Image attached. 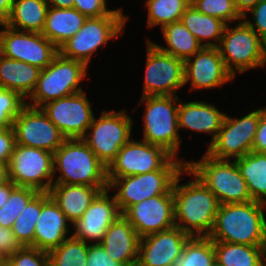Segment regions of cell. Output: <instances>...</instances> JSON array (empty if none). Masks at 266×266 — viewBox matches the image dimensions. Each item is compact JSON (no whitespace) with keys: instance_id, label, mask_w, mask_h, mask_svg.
Segmentation results:
<instances>
[{"instance_id":"f1b7e54d","label":"cell","mask_w":266,"mask_h":266,"mask_svg":"<svg viewBox=\"0 0 266 266\" xmlns=\"http://www.w3.org/2000/svg\"><path fill=\"white\" fill-rule=\"evenodd\" d=\"M181 22L197 38L203 47H217L226 26V23L221 19L203 14L191 4L182 14ZM210 39H214L216 42H212Z\"/></svg>"},{"instance_id":"d4e9b609","label":"cell","mask_w":266,"mask_h":266,"mask_svg":"<svg viewBox=\"0 0 266 266\" xmlns=\"http://www.w3.org/2000/svg\"><path fill=\"white\" fill-rule=\"evenodd\" d=\"M108 187L52 184L48 192L70 223L80 219L95 197Z\"/></svg>"},{"instance_id":"f6af8a7d","label":"cell","mask_w":266,"mask_h":266,"mask_svg":"<svg viewBox=\"0 0 266 266\" xmlns=\"http://www.w3.org/2000/svg\"><path fill=\"white\" fill-rule=\"evenodd\" d=\"M22 247L23 246L15 237L12 229L0 226V252L9 258Z\"/></svg>"},{"instance_id":"8992f818","label":"cell","mask_w":266,"mask_h":266,"mask_svg":"<svg viewBox=\"0 0 266 266\" xmlns=\"http://www.w3.org/2000/svg\"><path fill=\"white\" fill-rule=\"evenodd\" d=\"M227 70L234 76L266 65V43L242 19L235 28L226 24L217 46Z\"/></svg>"},{"instance_id":"ac0fdd59","label":"cell","mask_w":266,"mask_h":266,"mask_svg":"<svg viewBox=\"0 0 266 266\" xmlns=\"http://www.w3.org/2000/svg\"><path fill=\"white\" fill-rule=\"evenodd\" d=\"M134 227L138 236L162 232L175 227L172 190L130 206L122 214Z\"/></svg>"},{"instance_id":"8fae6325","label":"cell","mask_w":266,"mask_h":266,"mask_svg":"<svg viewBox=\"0 0 266 266\" xmlns=\"http://www.w3.org/2000/svg\"><path fill=\"white\" fill-rule=\"evenodd\" d=\"M7 169L8 179L16 186L49 192L54 180L53 153L15 144Z\"/></svg>"},{"instance_id":"4fadbf2b","label":"cell","mask_w":266,"mask_h":266,"mask_svg":"<svg viewBox=\"0 0 266 266\" xmlns=\"http://www.w3.org/2000/svg\"><path fill=\"white\" fill-rule=\"evenodd\" d=\"M0 54L30 65L46 68L59 49L42 33L19 31L0 24Z\"/></svg>"},{"instance_id":"bcb514c9","label":"cell","mask_w":266,"mask_h":266,"mask_svg":"<svg viewBox=\"0 0 266 266\" xmlns=\"http://www.w3.org/2000/svg\"><path fill=\"white\" fill-rule=\"evenodd\" d=\"M252 151L266 153V107L260 109V119L252 145Z\"/></svg>"},{"instance_id":"e0dca14e","label":"cell","mask_w":266,"mask_h":266,"mask_svg":"<svg viewBox=\"0 0 266 266\" xmlns=\"http://www.w3.org/2000/svg\"><path fill=\"white\" fill-rule=\"evenodd\" d=\"M67 138H82L94 118L84 91L49 101L40 107Z\"/></svg>"},{"instance_id":"f546056e","label":"cell","mask_w":266,"mask_h":266,"mask_svg":"<svg viewBox=\"0 0 266 266\" xmlns=\"http://www.w3.org/2000/svg\"><path fill=\"white\" fill-rule=\"evenodd\" d=\"M218 266H264L266 246L214 242Z\"/></svg>"},{"instance_id":"816d5d0a","label":"cell","mask_w":266,"mask_h":266,"mask_svg":"<svg viewBox=\"0 0 266 266\" xmlns=\"http://www.w3.org/2000/svg\"><path fill=\"white\" fill-rule=\"evenodd\" d=\"M8 180L7 164L0 163V184Z\"/></svg>"},{"instance_id":"484cf974","label":"cell","mask_w":266,"mask_h":266,"mask_svg":"<svg viewBox=\"0 0 266 266\" xmlns=\"http://www.w3.org/2000/svg\"><path fill=\"white\" fill-rule=\"evenodd\" d=\"M41 69L0 54V87L18 92L25 100L34 91Z\"/></svg>"},{"instance_id":"7402d4cb","label":"cell","mask_w":266,"mask_h":266,"mask_svg":"<svg viewBox=\"0 0 266 266\" xmlns=\"http://www.w3.org/2000/svg\"><path fill=\"white\" fill-rule=\"evenodd\" d=\"M69 222L48 192H41V214L35 226L33 247L49 252L66 238Z\"/></svg>"},{"instance_id":"ffe728a7","label":"cell","mask_w":266,"mask_h":266,"mask_svg":"<svg viewBox=\"0 0 266 266\" xmlns=\"http://www.w3.org/2000/svg\"><path fill=\"white\" fill-rule=\"evenodd\" d=\"M108 191L109 189L101 191L83 216L73 223L75 232L71 235L72 237L86 243L102 242L108 227L122 215L115 196H109Z\"/></svg>"},{"instance_id":"74e56055","label":"cell","mask_w":266,"mask_h":266,"mask_svg":"<svg viewBox=\"0 0 266 266\" xmlns=\"http://www.w3.org/2000/svg\"><path fill=\"white\" fill-rule=\"evenodd\" d=\"M190 4L201 13L221 19L226 24L243 19L236 9L234 0H191Z\"/></svg>"},{"instance_id":"db71d44e","label":"cell","mask_w":266,"mask_h":266,"mask_svg":"<svg viewBox=\"0 0 266 266\" xmlns=\"http://www.w3.org/2000/svg\"><path fill=\"white\" fill-rule=\"evenodd\" d=\"M264 266H266V253H265V257H264Z\"/></svg>"},{"instance_id":"83f0119b","label":"cell","mask_w":266,"mask_h":266,"mask_svg":"<svg viewBox=\"0 0 266 266\" xmlns=\"http://www.w3.org/2000/svg\"><path fill=\"white\" fill-rule=\"evenodd\" d=\"M48 8L46 0H14L4 24L19 31L42 33Z\"/></svg>"},{"instance_id":"f35d334b","label":"cell","mask_w":266,"mask_h":266,"mask_svg":"<svg viewBox=\"0 0 266 266\" xmlns=\"http://www.w3.org/2000/svg\"><path fill=\"white\" fill-rule=\"evenodd\" d=\"M25 105V99L18 92L0 87V129L13 126Z\"/></svg>"},{"instance_id":"7c38bea8","label":"cell","mask_w":266,"mask_h":266,"mask_svg":"<svg viewBox=\"0 0 266 266\" xmlns=\"http://www.w3.org/2000/svg\"><path fill=\"white\" fill-rule=\"evenodd\" d=\"M260 119V109L242 118L225 114L221 129L215 140L208 145L206 154L217 160H235L252 151V145Z\"/></svg>"},{"instance_id":"603a6c76","label":"cell","mask_w":266,"mask_h":266,"mask_svg":"<svg viewBox=\"0 0 266 266\" xmlns=\"http://www.w3.org/2000/svg\"><path fill=\"white\" fill-rule=\"evenodd\" d=\"M139 241L132 224L121 215L108 227L100 244L113 260L126 266H136Z\"/></svg>"},{"instance_id":"d6986e66","label":"cell","mask_w":266,"mask_h":266,"mask_svg":"<svg viewBox=\"0 0 266 266\" xmlns=\"http://www.w3.org/2000/svg\"><path fill=\"white\" fill-rule=\"evenodd\" d=\"M191 237L177 227L141 237L136 266H173Z\"/></svg>"},{"instance_id":"ba28073f","label":"cell","mask_w":266,"mask_h":266,"mask_svg":"<svg viewBox=\"0 0 266 266\" xmlns=\"http://www.w3.org/2000/svg\"><path fill=\"white\" fill-rule=\"evenodd\" d=\"M127 19L128 16H124L121 8L107 16L87 18L81 29L59 47V53L66 58L83 62L88 67L92 54L99 47L124 33Z\"/></svg>"},{"instance_id":"4dcf8cb0","label":"cell","mask_w":266,"mask_h":266,"mask_svg":"<svg viewBox=\"0 0 266 266\" xmlns=\"http://www.w3.org/2000/svg\"><path fill=\"white\" fill-rule=\"evenodd\" d=\"M253 201L266 204V153H250L234 160Z\"/></svg>"},{"instance_id":"4316f807","label":"cell","mask_w":266,"mask_h":266,"mask_svg":"<svg viewBox=\"0 0 266 266\" xmlns=\"http://www.w3.org/2000/svg\"><path fill=\"white\" fill-rule=\"evenodd\" d=\"M87 17L77 9L49 7L42 34L58 49L83 26Z\"/></svg>"},{"instance_id":"3957f363","label":"cell","mask_w":266,"mask_h":266,"mask_svg":"<svg viewBox=\"0 0 266 266\" xmlns=\"http://www.w3.org/2000/svg\"><path fill=\"white\" fill-rule=\"evenodd\" d=\"M53 184L108 187L107 167L81 138L66 139L53 153Z\"/></svg>"},{"instance_id":"2e32d148","label":"cell","mask_w":266,"mask_h":266,"mask_svg":"<svg viewBox=\"0 0 266 266\" xmlns=\"http://www.w3.org/2000/svg\"><path fill=\"white\" fill-rule=\"evenodd\" d=\"M16 144L54 153L67 139L41 108L25 105L13 121Z\"/></svg>"},{"instance_id":"681fc988","label":"cell","mask_w":266,"mask_h":266,"mask_svg":"<svg viewBox=\"0 0 266 266\" xmlns=\"http://www.w3.org/2000/svg\"><path fill=\"white\" fill-rule=\"evenodd\" d=\"M14 0H0V24H4L10 16Z\"/></svg>"},{"instance_id":"b9f144b4","label":"cell","mask_w":266,"mask_h":266,"mask_svg":"<svg viewBox=\"0 0 266 266\" xmlns=\"http://www.w3.org/2000/svg\"><path fill=\"white\" fill-rule=\"evenodd\" d=\"M250 15L253 16V22L243 20L263 39L266 43V0H260L253 8L249 11Z\"/></svg>"},{"instance_id":"cb8c5ba5","label":"cell","mask_w":266,"mask_h":266,"mask_svg":"<svg viewBox=\"0 0 266 266\" xmlns=\"http://www.w3.org/2000/svg\"><path fill=\"white\" fill-rule=\"evenodd\" d=\"M178 105V123L179 130L187 128L195 132L210 133L212 140H215L221 129L225 113L219 111L214 104H208L202 101H191L185 103L179 100ZM184 102V103H182Z\"/></svg>"},{"instance_id":"1f68e13d","label":"cell","mask_w":266,"mask_h":266,"mask_svg":"<svg viewBox=\"0 0 266 266\" xmlns=\"http://www.w3.org/2000/svg\"><path fill=\"white\" fill-rule=\"evenodd\" d=\"M161 30L168 46L162 47L156 43L153 44L164 53L185 61L203 48L181 20L167 24Z\"/></svg>"},{"instance_id":"9c48e42d","label":"cell","mask_w":266,"mask_h":266,"mask_svg":"<svg viewBox=\"0 0 266 266\" xmlns=\"http://www.w3.org/2000/svg\"><path fill=\"white\" fill-rule=\"evenodd\" d=\"M176 96H142L145 104L143 140L164 148L177 158L182 139L179 138L178 105Z\"/></svg>"},{"instance_id":"f5cc1de1","label":"cell","mask_w":266,"mask_h":266,"mask_svg":"<svg viewBox=\"0 0 266 266\" xmlns=\"http://www.w3.org/2000/svg\"><path fill=\"white\" fill-rule=\"evenodd\" d=\"M0 266H8V258L0 252Z\"/></svg>"},{"instance_id":"5b68a950","label":"cell","mask_w":266,"mask_h":266,"mask_svg":"<svg viewBox=\"0 0 266 266\" xmlns=\"http://www.w3.org/2000/svg\"><path fill=\"white\" fill-rule=\"evenodd\" d=\"M186 167L216 196L220 204L252 201L245 179L234 161L217 160L206 153Z\"/></svg>"},{"instance_id":"52a82bcc","label":"cell","mask_w":266,"mask_h":266,"mask_svg":"<svg viewBox=\"0 0 266 266\" xmlns=\"http://www.w3.org/2000/svg\"><path fill=\"white\" fill-rule=\"evenodd\" d=\"M87 66L80 61L58 53L52 63L41 69L36 87L28 97L31 107L40 108L45 103L83 91L80 82L86 77Z\"/></svg>"},{"instance_id":"f907efd6","label":"cell","mask_w":266,"mask_h":266,"mask_svg":"<svg viewBox=\"0 0 266 266\" xmlns=\"http://www.w3.org/2000/svg\"><path fill=\"white\" fill-rule=\"evenodd\" d=\"M49 7L70 9L74 7V0H46Z\"/></svg>"},{"instance_id":"7dc6e473","label":"cell","mask_w":266,"mask_h":266,"mask_svg":"<svg viewBox=\"0 0 266 266\" xmlns=\"http://www.w3.org/2000/svg\"><path fill=\"white\" fill-rule=\"evenodd\" d=\"M16 187V185L8 179L6 182L0 184V208L4 206V204L9 199L11 191Z\"/></svg>"},{"instance_id":"277c9868","label":"cell","mask_w":266,"mask_h":266,"mask_svg":"<svg viewBox=\"0 0 266 266\" xmlns=\"http://www.w3.org/2000/svg\"><path fill=\"white\" fill-rule=\"evenodd\" d=\"M188 161L172 157L160 170L119 178H107L108 189H118L114 194L123 214L130 206L150 197L165 195L172 190L179 173Z\"/></svg>"},{"instance_id":"30bf717a","label":"cell","mask_w":266,"mask_h":266,"mask_svg":"<svg viewBox=\"0 0 266 266\" xmlns=\"http://www.w3.org/2000/svg\"><path fill=\"white\" fill-rule=\"evenodd\" d=\"M131 117L125 110H103L99 119L95 117L88 128L89 133L81 139L90 147L98 159L108 167L119 150L130 140Z\"/></svg>"},{"instance_id":"c3c4849f","label":"cell","mask_w":266,"mask_h":266,"mask_svg":"<svg viewBox=\"0 0 266 266\" xmlns=\"http://www.w3.org/2000/svg\"><path fill=\"white\" fill-rule=\"evenodd\" d=\"M260 0H234L237 11L243 18H246V13L253 8Z\"/></svg>"},{"instance_id":"7a4b0ae2","label":"cell","mask_w":266,"mask_h":266,"mask_svg":"<svg viewBox=\"0 0 266 266\" xmlns=\"http://www.w3.org/2000/svg\"><path fill=\"white\" fill-rule=\"evenodd\" d=\"M266 204L257 201L220 204L209 234L213 242L266 246Z\"/></svg>"},{"instance_id":"e575fe53","label":"cell","mask_w":266,"mask_h":266,"mask_svg":"<svg viewBox=\"0 0 266 266\" xmlns=\"http://www.w3.org/2000/svg\"><path fill=\"white\" fill-rule=\"evenodd\" d=\"M89 244L72 236L48 252L49 266H86Z\"/></svg>"},{"instance_id":"ab89813d","label":"cell","mask_w":266,"mask_h":266,"mask_svg":"<svg viewBox=\"0 0 266 266\" xmlns=\"http://www.w3.org/2000/svg\"><path fill=\"white\" fill-rule=\"evenodd\" d=\"M8 266H49L48 252L24 246L8 258Z\"/></svg>"},{"instance_id":"9a60e30c","label":"cell","mask_w":266,"mask_h":266,"mask_svg":"<svg viewBox=\"0 0 266 266\" xmlns=\"http://www.w3.org/2000/svg\"><path fill=\"white\" fill-rule=\"evenodd\" d=\"M173 156L146 141L129 140L107 167V178L139 175L160 170Z\"/></svg>"},{"instance_id":"d6a6232c","label":"cell","mask_w":266,"mask_h":266,"mask_svg":"<svg viewBox=\"0 0 266 266\" xmlns=\"http://www.w3.org/2000/svg\"><path fill=\"white\" fill-rule=\"evenodd\" d=\"M215 263L214 242L209 237L194 236L188 240L173 266H214Z\"/></svg>"},{"instance_id":"6da1fadb","label":"cell","mask_w":266,"mask_h":266,"mask_svg":"<svg viewBox=\"0 0 266 266\" xmlns=\"http://www.w3.org/2000/svg\"><path fill=\"white\" fill-rule=\"evenodd\" d=\"M183 172L193 175L194 179L180 184ZM172 192L175 227L192 237H208L220 205L216 196L187 167L175 179Z\"/></svg>"},{"instance_id":"44dd1931","label":"cell","mask_w":266,"mask_h":266,"mask_svg":"<svg viewBox=\"0 0 266 266\" xmlns=\"http://www.w3.org/2000/svg\"><path fill=\"white\" fill-rule=\"evenodd\" d=\"M192 57L184 61V85L191 80V89H211L233 80L217 47H203Z\"/></svg>"},{"instance_id":"836d02e7","label":"cell","mask_w":266,"mask_h":266,"mask_svg":"<svg viewBox=\"0 0 266 266\" xmlns=\"http://www.w3.org/2000/svg\"><path fill=\"white\" fill-rule=\"evenodd\" d=\"M191 0H146L147 26L154 27L180 21Z\"/></svg>"},{"instance_id":"60d3db41","label":"cell","mask_w":266,"mask_h":266,"mask_svg":"<svg viewBox=\"0 0 266 266\" xmlns=\"http://www.w3.org/2000/svg\"><path fill=\"white\" fill-rule=\"evenodd\" d=\"M73 8L87 18L107 16L114 11L107 9L106 0H74Z\"/></svg>"},{"instance_id":"8d00e7d4","label":"cell","mask_w":266,"mask_h":266,"mask_svg":"<svg viewBox=\"0 0 266 266\" xmlns=\"http://www.w3.org/2000/svg\"><path fill=\"white\" fill-rule=\"evenodd\" d=\"M38 193L34 188L16 186L7 202L0 208V226L12 229L22 210Z\"/></svg>"},{"instance_id":"7bdbcfd3","label":"cell","mask_w":266,"mask_h":266,"mask_svg":"<svg viewBox=\"0 0 266 266\" xmlns=\"http://www.w3.org/2000/svg\"><path fill=\"white\" fill-rule=\"evenodd\" d=\"M86 266H126L113 260L101 244H89Z\"/></svg>"},{"instance_id":"5bb4252c","label":"cell","mask_w":266,"mask_h":266,"mask_svg":"<svg viewBox=\"0 0 266 266\" xmlns=\"http://www.w3.org/2000/svg\"><path fill=\"white\" fill-rule=\"evenodd\" d=\"M147 43V62L142 96H176L184 86V61Z\"/></svg>"},{"instance_id":"ee69618b","label":"cell","mask_w":266,"mask_h":266,"mask_svg":"<svg viewBox=\"0 0 266 266\" xmlns=\"http://www.w3.org/2000/svg\"><path fill=\"white\" fill-rule=\"evenodd\" d=\"M16 144L13 126L0 129V163L7 164L11 159Z\"/></svg>"},{"instance_id":"d590c367","label":"cell","mask_w":266,"mask_h":266,"mask_svg":"<svg viewBox=\"0 0 266 266\" xmlns=\"http://www.w3.org/2000/svg\"><path fill=\"white\" fill-rule=\"evenodd\" d=\"M41 214V192H39L22 210L15 220L12 231L17 240L24 246L33 247L35 226Z\"/></svg>"}]
</instances>
